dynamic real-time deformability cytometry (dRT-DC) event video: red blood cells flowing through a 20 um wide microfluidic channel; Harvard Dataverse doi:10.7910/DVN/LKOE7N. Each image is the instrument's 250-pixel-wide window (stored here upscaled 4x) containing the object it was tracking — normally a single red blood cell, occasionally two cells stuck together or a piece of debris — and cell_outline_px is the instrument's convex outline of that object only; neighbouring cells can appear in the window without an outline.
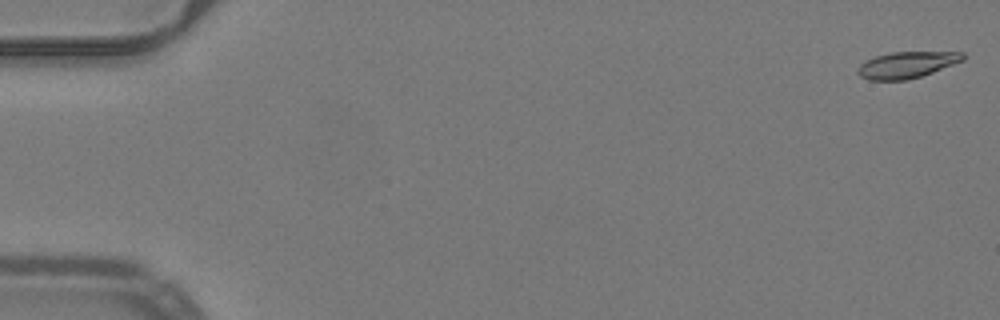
{"species": "common noctule bat (a hibernating species)", "species_latin": "Nyctalus noctula", "temperature_condition": "warm", "stored_images_in_passage": 11, "camera_frame_rate_fps": 3000, "um_per_image_px": 0.085, "animal": {"sex": "male", "body_mass_g": 19.2, "forearm_length_mm": 51.8}, "frame": {"image": 1, "passage_image": 1, "time_ms": 0.0, "image_size_px": [1000, 320], "cell_outline_px": [[964, 60], [932, 72], [908, 80], [868, 80], [860, 76], [856, 72], [860, 64], [876, 56], [892, 52], [964, 52]], "centroid_in_image_um": [77.06, 5.51], "position_along_channel_um": 7.9, "area_um2": 16.01}}